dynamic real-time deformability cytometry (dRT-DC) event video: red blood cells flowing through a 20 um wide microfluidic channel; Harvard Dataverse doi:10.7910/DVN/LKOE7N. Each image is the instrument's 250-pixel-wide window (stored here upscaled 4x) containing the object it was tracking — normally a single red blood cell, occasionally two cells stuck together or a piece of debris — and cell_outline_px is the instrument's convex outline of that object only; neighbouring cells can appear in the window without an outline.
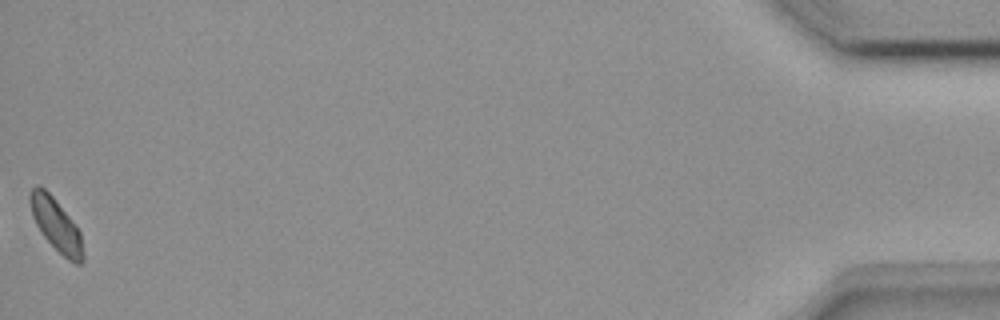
{"species": "common noctule bat (a hibernating species)", "species_latin": "Nyctalus noctula", "temperature_condition": "room temperature", "stored_images_in_passage": 53, "camera_frame_rate_fps": 3000, "um_per_image_px": 0.085, "animal": {"sex": "female", "body_mass_g": 18.4}, "frame": {"image": 1, "passage_image": 53, "time_ms": 17.333, "image_size_px": [1000, 320], "cell_outline_px": [[84, 260], [80, 264], [76, 264], [68, 260], [44, 236], [36, 224], [32, 216], [28, 200], [28, 196], [32, 188], [36, 184], [44, 188], [52, 196], [68, 216], [80, 232], [84, 252]], "centroid_in_image_um": [4.75, 19.1], "position_along_channel_um": 430.4, "area_um2": 16.01}, "authors_computed_cell_mechanics": {"area_um2": 16.6464, "velocity_mm_per_s": 3.8862, "shape_relaxation_time_tau1_ms": 4.1329, "shape_relaxation_time_tau2_ms": 7.159, "deformation_change_tau1": 0.0823, "deformation_change_tau2": 0.0905}}